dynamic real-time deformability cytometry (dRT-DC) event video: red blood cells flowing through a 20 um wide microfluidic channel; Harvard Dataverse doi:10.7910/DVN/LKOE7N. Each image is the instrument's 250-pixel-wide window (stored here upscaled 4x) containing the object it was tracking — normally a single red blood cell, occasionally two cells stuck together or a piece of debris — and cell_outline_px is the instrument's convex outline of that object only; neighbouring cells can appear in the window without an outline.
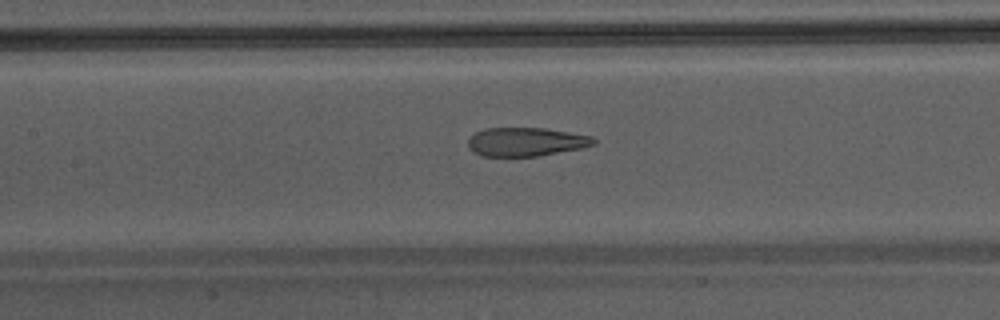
{"species": "Egyptian fruit bat (a non-hibernating species)", "species_latin": "Rousettus aegyptiacus", "temperature_condition": "warm", "stored_images_in_passage": 49, "camera_frame_rate_fps": 3000, "um_per_image_px": 0.085, "animal": {"sex": "male"}, "frame": {"image": 1, "passage_image": 25, "time_ms": 8.0, "image_size_px": [1000, 320], "cell_outline_px": [[596, 144], [580, 148], [536, 156], [480, 156], [472, 152], [468, 148], [468, 140], [476, 132], [484, 128], [544, 128], [592, 136], [596, 140]], "centroid_in_image_um": [44.67, 12.05], "position_along_channel_um": 162.7, "area_um2": 20.92}}
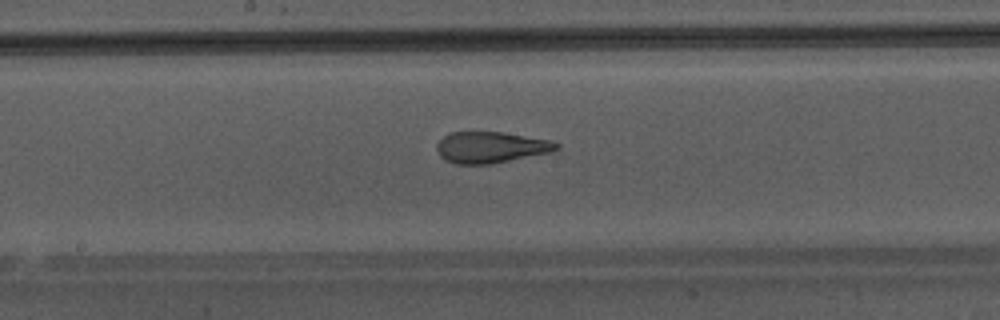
{"frame": {"image": 2, "passage_image": 28, "time_ms": 9.0, "image_size_px": [1000, 320], "cell_outline_px": [[560, 148], [552, 152], [492, 164], [456, 164], [444, 160], [440, 156], [436, 148], [436, 144], [448, 132], [504, 132], [552, 140], [560, 144]], "centroid_in_image_um": [41.74, 12.52], "position_along_channel_um": 206.5, "area_um2": 22.08}}
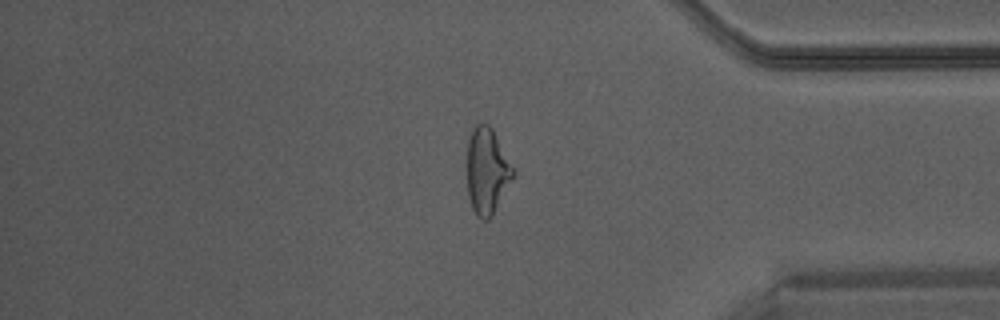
{"frame": {"image": 3, "passage_image": 42, "time_ms": 13.667, "image_size_px": [1000, 320], "cell_outline_px": [[516, 172], [512, 180], [492, 216], [488, 220], [480, 220], [476, 216], [472, 208], [468, 196], [468, 140], [472, 128], [476, 124], [488, 124], [492, 128], [516, 168]], "centroid_in_image_um": [41.43, 14.54], "position_along_channel_um": 393.8, "area_um2": 23.41}}